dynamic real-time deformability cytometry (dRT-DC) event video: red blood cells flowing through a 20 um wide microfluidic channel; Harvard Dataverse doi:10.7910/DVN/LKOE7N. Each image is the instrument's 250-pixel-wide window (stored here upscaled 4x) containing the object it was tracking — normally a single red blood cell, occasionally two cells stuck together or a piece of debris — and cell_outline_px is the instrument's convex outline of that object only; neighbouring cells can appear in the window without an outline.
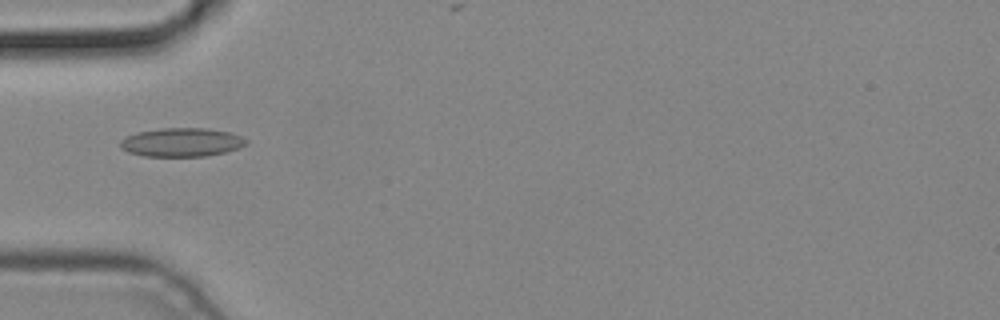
{"species": "common noctule bat (a hibernating species)", "species_latin": "Nyctalus noctula", "temperature_condition": "cold", "stored_images_in_passage": 1, "camera_frame_rate_fps": 3000, "um_per_image_px": 0.085, "animal": {"sex": "male", "body_mass_g": 19.2, "forearm_length_mm": 51.8}, "frame": {"image": 1, "passage_image": 1, "time_ms": 0.0, "image_size_px": [1000, 320], "cell_outline_px": [[248, 144], [224, 152], [204, 156], [144, 156], [128, 152], [120, 148], [120, 140], [124, 136], [136, 132], [160, 128], [204, 128], [228, 132], [240, 136], [248, 140]], "centroid_in_image_um": [15.38, 12.09], "position_along_channel_um": 69.6, "area_um2": 21.04}}